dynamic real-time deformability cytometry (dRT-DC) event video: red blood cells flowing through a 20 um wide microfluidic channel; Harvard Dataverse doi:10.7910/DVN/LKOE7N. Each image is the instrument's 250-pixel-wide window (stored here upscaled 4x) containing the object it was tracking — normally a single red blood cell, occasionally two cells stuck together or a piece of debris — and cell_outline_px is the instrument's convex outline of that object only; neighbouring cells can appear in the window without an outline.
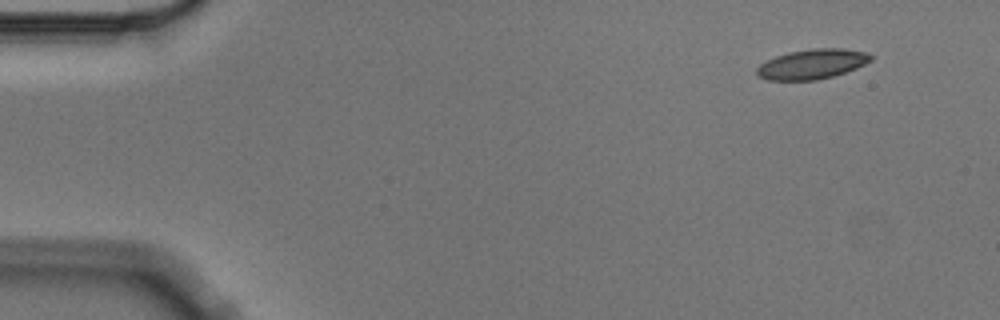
{"species": "Egyptian fruit bat (a non-hibernating species)", "species_latin": "Rousettus aegyptiacus", "temperature_condition": "cold", "stored_images_in_passage": 4, "camera_frame_rate_fps": 3000, "um_per_image_px": 0.085, "animal": {"sex": "male"}, "frame": {"image": 1, "passage_image": 1, "time_ms": 0.0, "image_size_px": [1000, 320], "cell_outline_px": [[872, 60], [856, 68], [832, 76], [816, 80], [768, 80], [756, 76], [756, 68], [760, 64], [776, 56], [788, 52], [812, 48], [844, 48], [868, 52], [872, 56]], "centroid_in_image_um": [69.02, 5.44], "position_along_channel_um": 16.0, "area_um2": 19.88}}
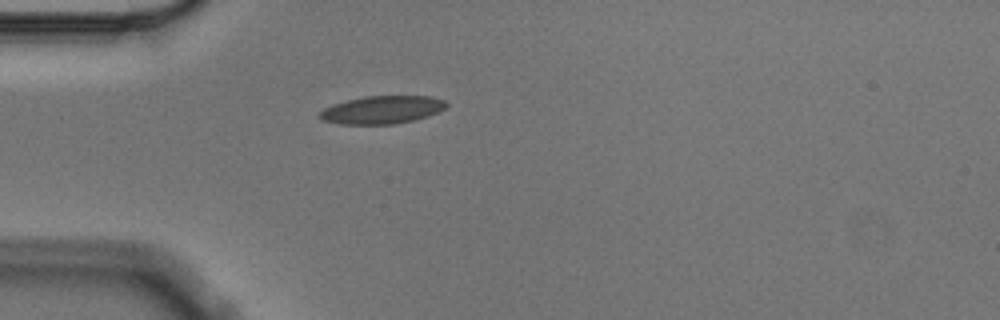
{"frame": {"image": 2, "passage_image": 4, "time_ms": 1.0, "image_size_px": [1000, 320], "cell_outline_px": [[448, 104], [444, 108], [428, 116], [412, 120], [392, 124], [340, 124], [324, 120], [316, 116], [324, 108], [332, 104], [364, 96], [432, 96], [444, 100]], "centroid_in_image_um": [32.45, 9.32], "position_along_channel_um": 52.6, "area_um2": 20.46}}